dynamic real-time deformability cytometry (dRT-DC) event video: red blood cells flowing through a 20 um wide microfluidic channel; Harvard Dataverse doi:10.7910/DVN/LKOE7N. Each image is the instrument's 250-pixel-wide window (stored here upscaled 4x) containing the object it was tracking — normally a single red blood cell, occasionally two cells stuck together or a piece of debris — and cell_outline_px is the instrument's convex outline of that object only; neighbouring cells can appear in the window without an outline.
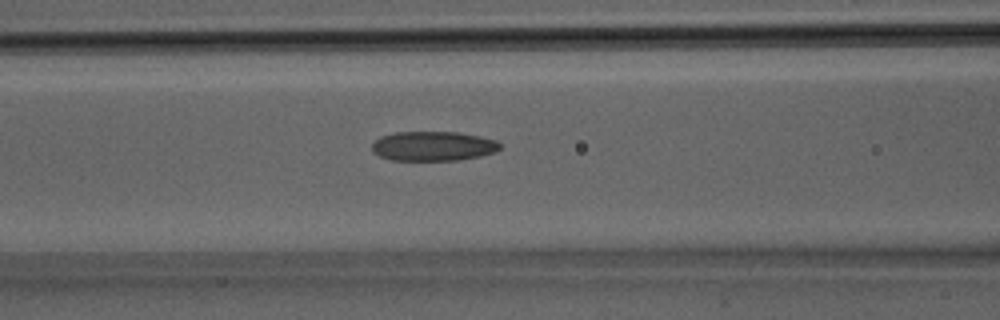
{"species": "Egyptian fruit bat (a non-hibernating species)", "species_latin": "Rousettus aegyptiacus", "temperature_condition": "room temperature", "stored_images_in_passage": 31, "camera_frame_rate_fps": 3000, "um_per_image_px": 0.085, "animal": {"sex": "male"}, "frame": {"image": 1, "passage_image": 13, "time_ms": 4.0, "image_size_px": [1000, 320], "cell_outline_px": [[500, 148], [496, 152], [480, 156], [460, 160], [392, 160], [380, 156], [372, 152], [372, 144], [380, 136], [392, 132], [456, 132], [480, 136], [496, 140], [500, 144]], "centroid_in_image_um": [36.81, 12.42], "position_along_channel_um": 129.8, "area_um2": 22.14}}
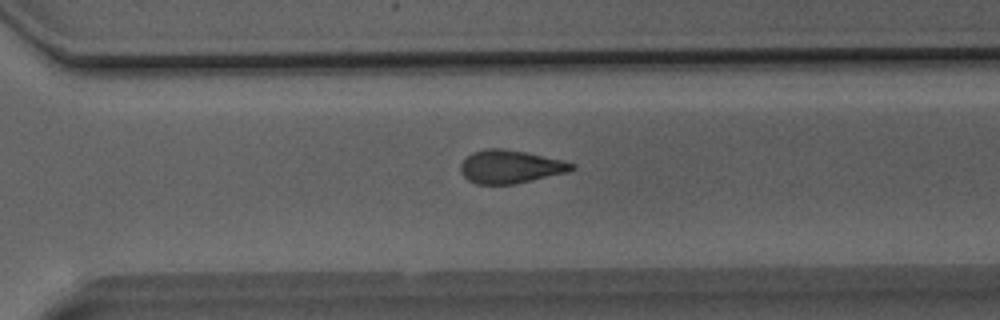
{"frame": {"image": 2, "passage_image": 22, "time_ms": 7.0, "image_size_px": [1000, 320], "cell_outline_px": [[576, 168], [568, 172], [516, 184], [476, 184], [468, 180], [460, 172], [460, 164], [472, 152], [484, 148], [500, 148], [524, 152], [564, 160], [576, 164]], "centroid_in_image_um": [43.39, 14.17], "position_along_channel_um": 327.2, "area_um2": 21.62}}
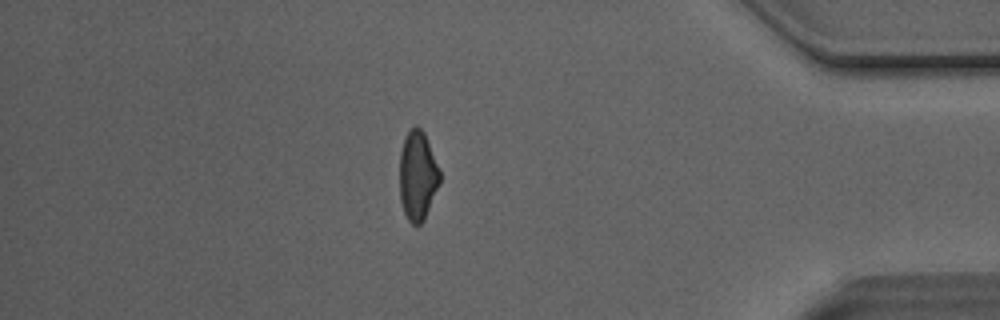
{"frame": {"image": 3, "passage_image": 27, "time_ms": 8.667, "image_size_px": [1000, 320], "cell_outline_px": [[440, 180], [424, 220], [420, 224], [412, 224], [408, 220], [404, 212], [400, 200], [400, 152], [404, 140], [408, 132], [416, 124], [424, 132], [440, 172]], "centroid_in_image_um": [35.48, 14.94], "position_along_channel_um": 399.7, "area_um2": 20.58}}